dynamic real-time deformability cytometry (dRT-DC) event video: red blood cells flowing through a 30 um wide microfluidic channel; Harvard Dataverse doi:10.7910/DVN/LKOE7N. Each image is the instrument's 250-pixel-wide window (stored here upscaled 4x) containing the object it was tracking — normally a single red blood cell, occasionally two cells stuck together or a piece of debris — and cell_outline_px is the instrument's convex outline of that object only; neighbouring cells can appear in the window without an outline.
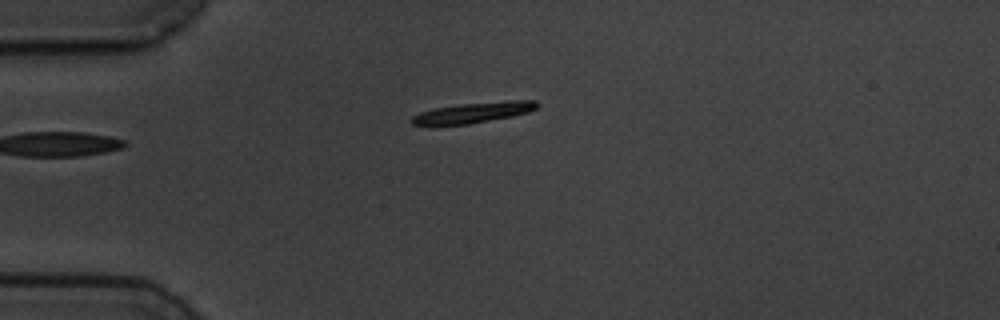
{"species": "common noctule bat (a hibernating species)", "species_latin": "Nyctalus noctula", "temperature_condition": "cold", "stored_images_in_passage": 4, "camera_frame_rate_fps": 3000, "um_per_image_px": 0.085, "animal": {"sex": "male", "body_mass_g": 19.5, "forearm_length_mm": 54.6}, "frame": {"image": 1, "passage_image": 4, "time_ms": 4.333, "image_size_px": [1000, 320], "cell_outline_px": [[540, 104], [536, 108], [528, 112], [512, 116], [468, 124], [412, 124], [408, 120], [412, 116], [420, 112], [432, 108], [460, 104], [508, 100], [536, 100]], "centroid_in_image_um": [40.25, 9.54], "position_along_channel_um": 44.7, "area_um2": 14.91}}